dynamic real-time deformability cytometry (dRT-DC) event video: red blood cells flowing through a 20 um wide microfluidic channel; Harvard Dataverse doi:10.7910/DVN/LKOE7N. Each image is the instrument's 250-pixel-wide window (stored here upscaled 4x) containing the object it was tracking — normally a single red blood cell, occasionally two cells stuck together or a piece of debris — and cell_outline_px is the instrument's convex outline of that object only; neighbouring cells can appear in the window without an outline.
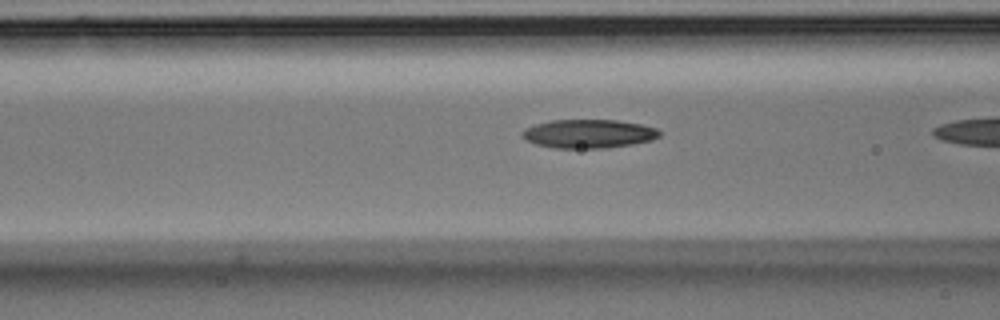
{"species": "Egyptian fruit bat (a non-hibernating species)", "species_latin": "Rousettus aegyptiacus", "temperature_condition": "room temperature", "stored_images_in_passage": 9, "camera_frame_rate_fps": 3000, "um_per_image_px": 0.085, "animal": {"sex": "male"}, "frame": {"image": 1, "passage_image": 7, "time_ms": 2.0, "image_size_px": [1000, 320], "cell_outline_px": [[660, 136], [652, 140], [632, 144], [604, 148], [552, 148], [536, 144], [528, 140], [524, 136], [524, 128], [536, 124], [552, 120], [616, 120], [640, 124], [656, 128], [660, 132]], "centroid_in_image_um": [50.06, 11.37], "position_along_channel_um": 116.5, "area_um2": 22.72}}